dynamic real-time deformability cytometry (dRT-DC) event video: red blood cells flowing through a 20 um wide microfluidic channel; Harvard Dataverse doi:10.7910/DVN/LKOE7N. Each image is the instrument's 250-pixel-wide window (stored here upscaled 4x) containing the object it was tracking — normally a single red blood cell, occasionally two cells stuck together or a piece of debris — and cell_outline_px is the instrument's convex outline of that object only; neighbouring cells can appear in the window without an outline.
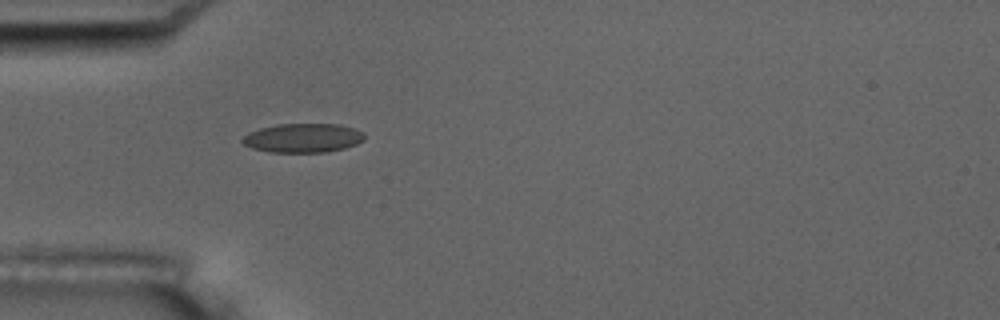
{"species": "common noctule bat (a hibernating species)", "species_latin": "Nyctalus noctula", "temperature_condition": "room temperature", "stored_images_in_passage": 1, "camera_frame_rate_fps": 3000, "um_per_image_px": 0.085, "animal": {"sex": "male", "body_mass_g": 17.5, "forearm_length_mm": 52.3}, "frame": {"image": 1, "passage_image": 1, "time_ms": 0.0, "image_size_px": [1000, 320], "cell_outline_px": [[364, 140], [356, 144], [344, 148], [324, 152], [268, 152], [252, 148], [244, 144], [240, 140], [248, 132], [260, 128], [280, 124], [340, 124], [356, 128], [364, 132]], "centroid_in_image_um": [25.76, 11.72], "position_along_channel_um": 59.2, "area_um2": 20.75}}